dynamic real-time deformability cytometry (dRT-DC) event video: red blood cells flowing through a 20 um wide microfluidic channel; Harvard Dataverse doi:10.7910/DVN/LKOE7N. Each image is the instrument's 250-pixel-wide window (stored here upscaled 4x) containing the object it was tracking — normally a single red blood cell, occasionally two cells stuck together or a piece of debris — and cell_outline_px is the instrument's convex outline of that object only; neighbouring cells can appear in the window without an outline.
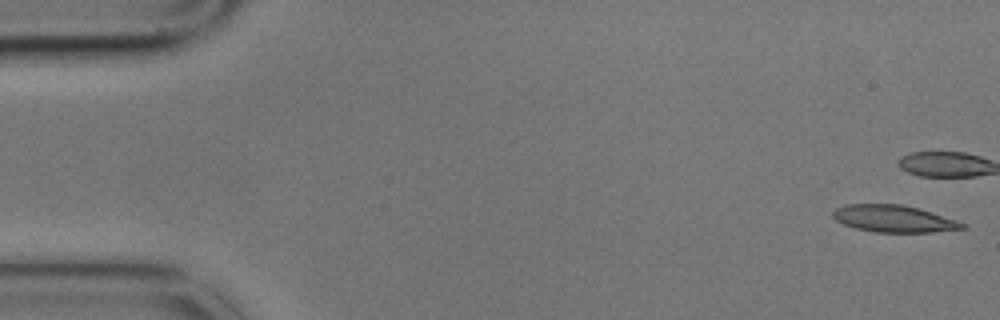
{"species": "common noctule bat (a hibernating species)", "species_latin": "Nyctalus noctula", "temperature_condition": "cold", "stored_images_in_passage": 6, "camera_frame_rate_fps": 3000, "um_per_image_px": 0.085, "animal": {"sex": "male", "body_mass_g": 17.9}, "frame": {"image": 1, "passage_image": 1, "time_ms": 0.0, "image_size_px": [1000, 320], "cell_outline_px": [[968, 228], [932, 232], [876, 232], [856, 228], [844, 224], [836, 220], [832, 216], [832, 212], [836, 208], [844, 204], [900, 204], [916, 208], [956, 220], [968, 224]], "centroid_in_image_um": [75.97, 18.59], "position_along_channel_um": 9.0, "area_um2": 20.23}}